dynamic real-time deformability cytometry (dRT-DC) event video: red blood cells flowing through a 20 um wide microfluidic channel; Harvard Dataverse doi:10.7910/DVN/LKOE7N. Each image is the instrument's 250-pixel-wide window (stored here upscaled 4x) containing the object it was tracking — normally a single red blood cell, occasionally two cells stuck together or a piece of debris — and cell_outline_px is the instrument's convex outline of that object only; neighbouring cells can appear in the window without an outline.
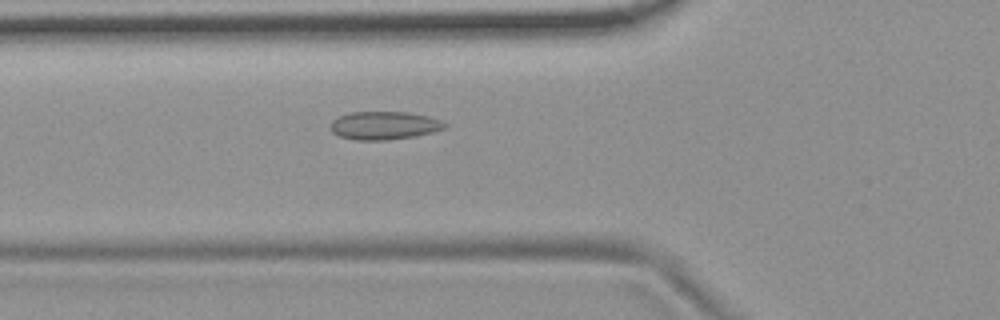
{"species": "common noctule bat (a hibernating species)", "species_latin": "Nyctalus noctula", "temperature_condition": "room temperature", "stored_images_in_passage": 55, "camera_frame_rate_fps": 3000, "um_per_image_px": 0.085, "animal": {"sex": "female", "body_mass_g": 19.9}, "frame": {"image": 1, "passage_image": 20, "time_ms": 6.333, "image_size_px": [1000, 320], "cell_outline_px": [[448, 124], [444, 128], [432, 132], [412, 136], [388, 140], [356, 140], [340, 136], [332, 132], [332, 120], [348, 112], [408, 112], [428, 116], [444, 120]], "centroid_in_image_um": [32.68, 10.66], "position_along_channel_um": 93.1, "area_um2": 18.67}}
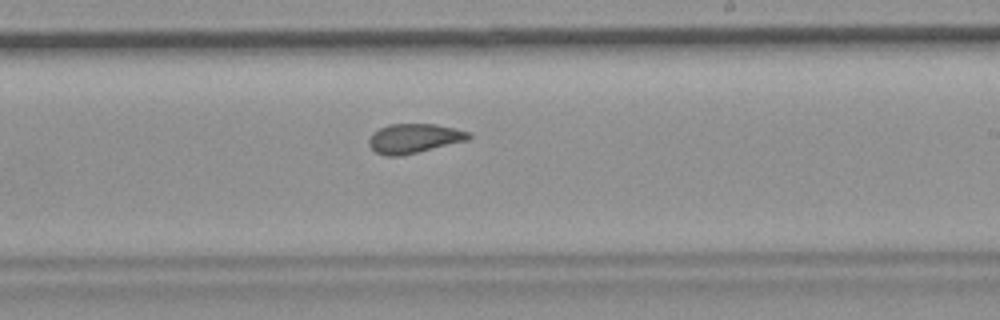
{"frame": {"image": 2, "passage_image": 33, "time_ms": 10.667, "image_size_px": [1000, 320], "cell_outline_px": [[472, 136], [468, 140], [400, 156], [388, 156], [376, 152], [368, 144], [368, 140], [372, 132], [388, 124], [436, 124], [456, 128], [472, 132]], "centroid_in_image_um": [35.21, 11.75], "position_along_channel_um": 253.8, "area_um2": 17.17}}
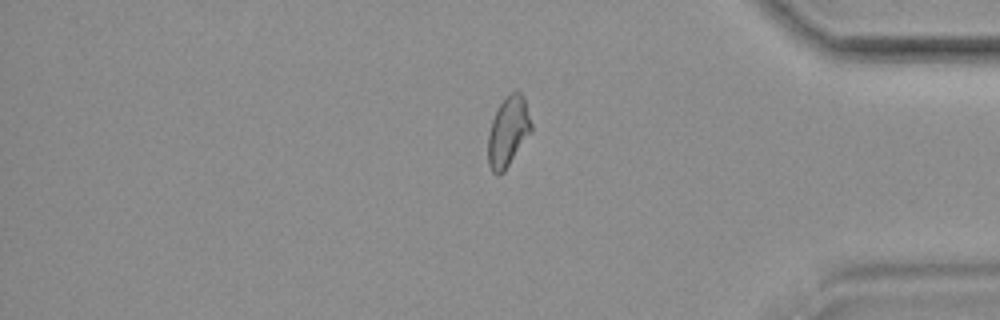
{"frame": {"image": 3, "passage_image": 46, "time_ms": 15.0, "image_size_px": [1000, 320], "cell_outline_px": [[532, 132], [504, 172], [500, 176], [496, 176], [492, 172], [488, 164], [488, 132], [492, 120], [500, 104], [516, 88], [524, 96], [532, 124]], "centroid_in_image_um": [43.2, 11.22], "position_along_channel_um": 392.0, "area_um2": 17.86}, "authors_computed_cell_mechanics": {"area_um2": 18.0914, "velocity_mm_per_s": 3.7105, "shape_relaxation_time_tau1_ms": null, "shape_relaxation_time_tau2_ms": 1.0401, "deformation_change_tau1": null, "deformation_change_tau2": 0.0611}}